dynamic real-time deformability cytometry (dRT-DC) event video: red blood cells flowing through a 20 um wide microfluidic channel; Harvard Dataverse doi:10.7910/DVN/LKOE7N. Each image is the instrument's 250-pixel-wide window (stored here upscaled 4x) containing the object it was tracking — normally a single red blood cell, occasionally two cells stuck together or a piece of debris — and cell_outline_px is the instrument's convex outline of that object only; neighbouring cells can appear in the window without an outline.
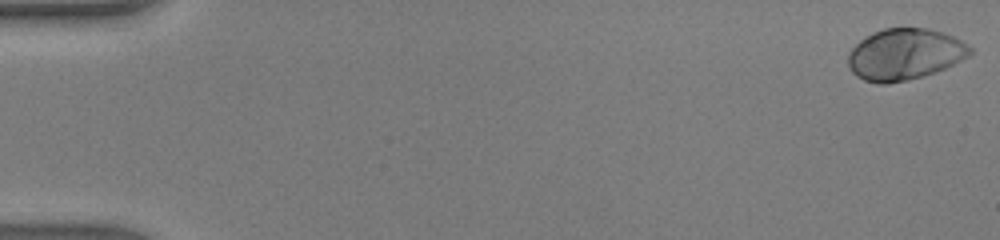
{"species": "human", "species_latin": "Homo sapiens", "temperature_condition": "warm", "stored_images_in_passage": 48, "camera_frame_rate_fps": 3000, "um_per_image_px": 0.085, "donor": {"sex": "male"}, "frame": {"image": 1, "passage_image": 1, "time_ms": 0.0, "image_size_px": [1000, 240], "cell_outline_px": [[972, 52], [968, 56], [936, 72], [924, 76], [908, 80], [888, 84], [880, 84], [864, 80], [856, 76], [852, 72], [848, 64], [848, 52], [864, 36], [872, 32], [884, 28], [928, 28], [952, 36], [960, 40], [972, 48]], "centroid_in_image_um": [76.86, 4.62], "position_along_channel_um": 8.1, "area_um2": 36.47}}
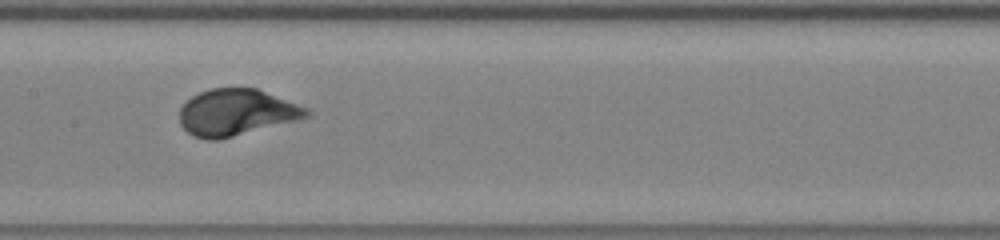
{"frame": {"image": 2, "passage_image": 25, "time_ms": 8.0, "image_size_px": [1000, 240], "cell_outline_px": [[312, 116], [300, 120], [220, 140], [208, 140], [192, 136], [180, 124], [180, 108], [192, 96], [200, 92], [212, 88], [256, 88], [308, 108], [312, 112]], "centroid_in_image_um": [20.13, 9.58], "position_along_channel_um": 187.3, "area_um2": 34.68}}
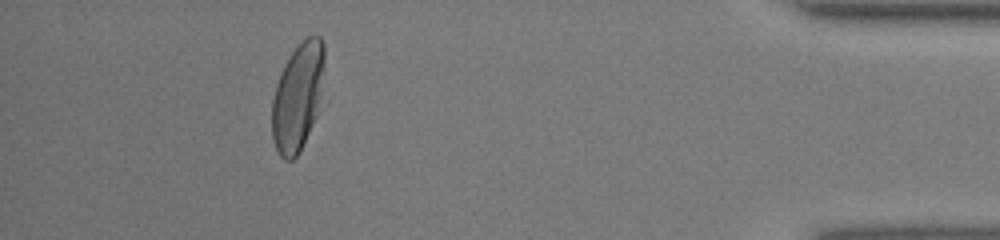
{"frame": {"image": 3, "passage_image": 44, "time_ms": 14.333, "image_size_px": [1000, 240], "cell_outline_px": [[324, 64], [316, 116], [300, 152], [292, 160], [284, 160], [280, 156], [276, 148], [272, 136], [272, 100], [276, 84], [280, 72], [284, 64], [292, 52], [308, 36], [320, 36], [324, 44]], "centroid_in_image_um": [25.28, 8.25], "position_along_channel_um": 409.9, "area_um2": 32.43}, "authors_computed_cell_mechanics": {"area_um2": 34.7089, "velocity_mm_per_s": 4.3353, "shape_relaxation_time_tau1_ms": 2.0853, "shape_relaxation_time_tau2_ms": null, "deformation_change_tau1": 0.1566, "deformation_change_tau2": null}}